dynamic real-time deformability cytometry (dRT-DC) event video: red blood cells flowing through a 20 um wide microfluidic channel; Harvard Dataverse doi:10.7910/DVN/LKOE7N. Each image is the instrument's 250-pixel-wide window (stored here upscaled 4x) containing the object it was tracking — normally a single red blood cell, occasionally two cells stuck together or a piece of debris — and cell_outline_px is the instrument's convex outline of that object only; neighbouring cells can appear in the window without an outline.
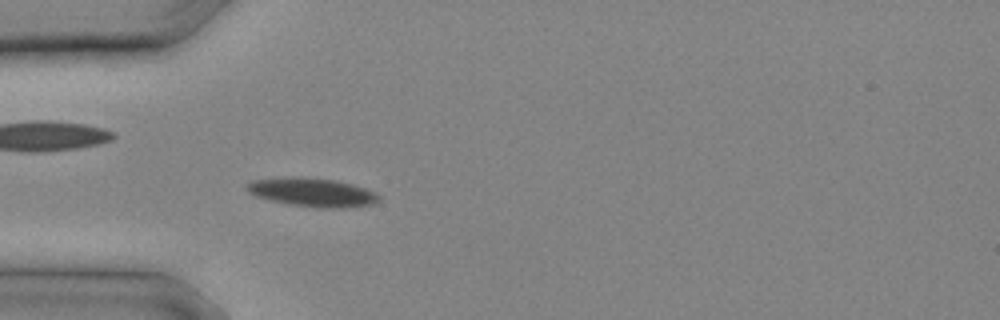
{"species": "common noctule bat (a hibernating species)", "species_latin": "Nyctalus noctula", "temperature_condition": "cold", "stored_images_in_passage": 4, "camera_frame_rate_fps": 3000, "um_per_image_px": 0.085, "animal": {"sex": "male", "body_mass_g": 20.4}, "frame": {"image": 1, "passage_image": 4, "time_ms": 1.0, "image_size_px": [1000, 320], "cell_outline_px": [[380, 200], [372, 204], [344, 208], [316, 208], [288, 204], [252, 196], [244, 188], [244, 184], [252, 180], [288, 176], [292, 176], [332, 180], [352, 184], [376, 192], [380, 196]], "centroid_in_image_um": [26.47, 16.35], "position_along_channel_um": 58.5, "area_um2": 22.37}}